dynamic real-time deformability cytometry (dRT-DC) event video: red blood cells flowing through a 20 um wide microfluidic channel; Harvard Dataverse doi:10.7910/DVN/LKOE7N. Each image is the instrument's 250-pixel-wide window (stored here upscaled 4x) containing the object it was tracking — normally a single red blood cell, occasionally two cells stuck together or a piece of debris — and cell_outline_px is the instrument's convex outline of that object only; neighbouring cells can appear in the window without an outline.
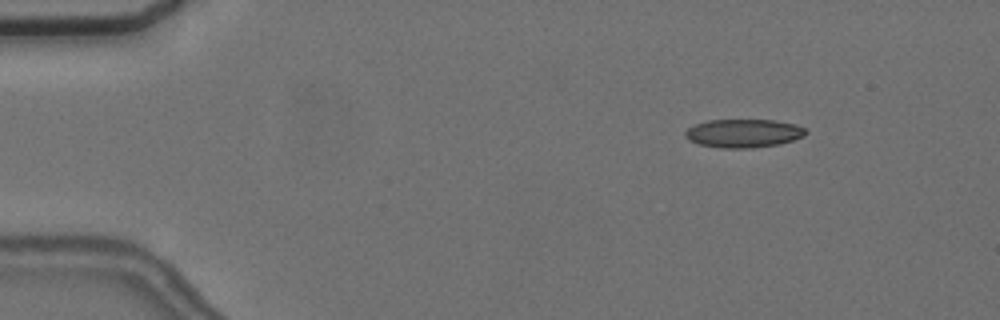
{"species": "common noctule bat (a hibernating species)", "species_latin": "Nyctalus noctula", "temperature_condition": "cold", "stored_images_in_passage": 5, "camera_frame_rate_fps": 3000, "um_per_image_px": 0.085, "animal": {"sex": "female", "body_mass_g": 24.6, "forearm_length_mm": 56.2}, "frame": {"image": 1, "passage_image": 3, "time_ms": 2.333, "image_size_px": [1000, 320], "cell_outline_px": [[808, 132], [804, 136], [780, 144], [752, 148], [720, 148], [700, 144], [688, 140], [684, 136], [684, 132], [688, 128], [696, 124], [708, 120], [776, 120], [796, 124], [804, 128]], "centroid_in_image_um": [63.2, 11.33], "position_along_channel_um": 21.8, "area_um2": 20.06}}